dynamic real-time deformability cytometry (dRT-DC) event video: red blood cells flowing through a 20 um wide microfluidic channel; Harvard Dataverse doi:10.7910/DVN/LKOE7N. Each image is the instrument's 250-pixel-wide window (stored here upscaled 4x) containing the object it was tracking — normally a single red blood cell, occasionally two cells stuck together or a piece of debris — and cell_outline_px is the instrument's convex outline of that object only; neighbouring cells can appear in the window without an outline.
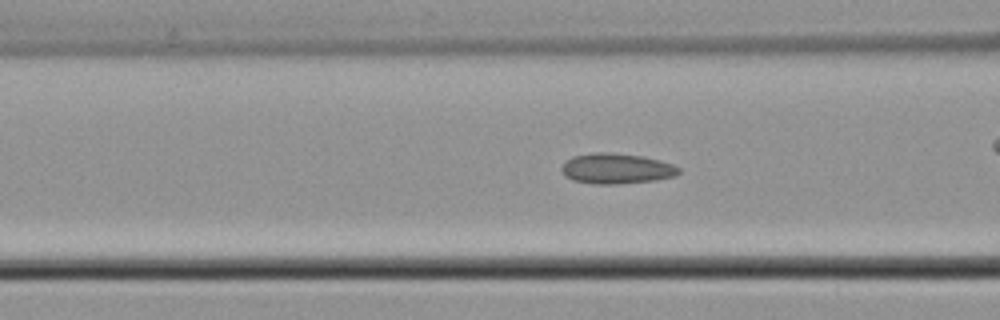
{"species": "common noctule bat (a hibernating species)", "species_latin": "Nyctalus noctula", "temperature_condition": "cold", "stored_images_in_passage": 45, "camera_frame_rate_fps": 3000, "um_per_image_px": 0.085, "animal": {"sex": "male", "body_mass_g": 21.5, "forearm_length_mm": 52.0}, "frame": {"image": 1, "passage_image": 20, "time_ms": 6.333, "image_size_px": [1000, 320], "cell_outline_px": [[680, 172], [676, 176], [656, 180], [616, 184], [592, 184], [572, 180], [564, 176], [560, 168], [572, 156], [592, 152], [608, 152], [644, 156], [672, 164], [680, 168]], "centroid_in_image_um": [52.38, 14.33], "position_along_channel_um": 114.2, "area_um2": 20.92}, "authors_computed_cell_mechanics": {"area_um2": 20.1144, "velocity_mm_per_s": 3.8595, "shape_relaxation_time_tau1_ms": null, "shape_relaxation_time_tau2_ms": 7.0771, "deformation_change_tau1": null, "deformation_change_tau2": 0.1398}}